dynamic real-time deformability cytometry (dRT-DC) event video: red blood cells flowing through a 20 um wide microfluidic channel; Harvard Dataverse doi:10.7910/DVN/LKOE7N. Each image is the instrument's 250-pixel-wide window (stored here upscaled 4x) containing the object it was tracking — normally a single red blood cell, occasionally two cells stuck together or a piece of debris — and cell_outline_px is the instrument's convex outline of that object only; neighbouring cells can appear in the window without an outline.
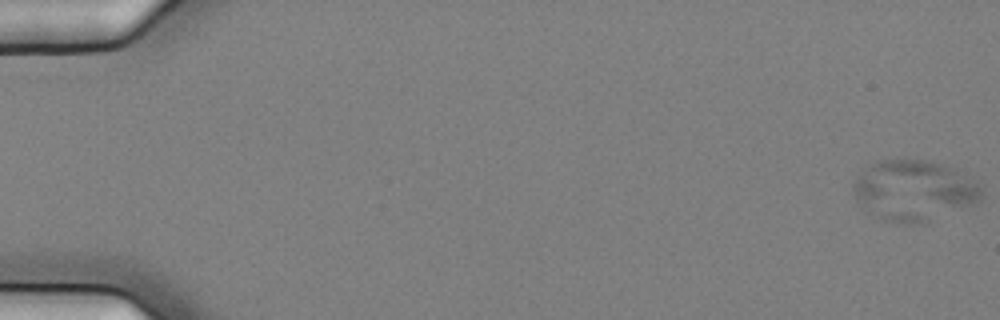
{"species": "common noctule bat (a hibernating species)", "species_latin": "Nyctalus noctula", "temperature_condition": "cold", "stored_images_in_passage": 3, "camera_frame_rate_fps": 3000, "um_per_image_px": 0.085, "animal": {"sex": "female", "body_mass_g": 25.1}, "frame": {"image": 1, "passage_image": 1, "time_ms": 0.0, "image_size_px": [1000, 320], "cell_outline_px": [[984, 192], [980, 200], [912, 224], [904, 224], [884, 220], [872, 216], [856, 200], [852, 188], [852, 184], [856, 176], [864, 168], [876, 160], [932, 160], [960, 168], [972, 176]], "centroid_in_image_um": [77.64, 16.12], "position_along_channel_um": 7.4, "area_um2": 45.26}}